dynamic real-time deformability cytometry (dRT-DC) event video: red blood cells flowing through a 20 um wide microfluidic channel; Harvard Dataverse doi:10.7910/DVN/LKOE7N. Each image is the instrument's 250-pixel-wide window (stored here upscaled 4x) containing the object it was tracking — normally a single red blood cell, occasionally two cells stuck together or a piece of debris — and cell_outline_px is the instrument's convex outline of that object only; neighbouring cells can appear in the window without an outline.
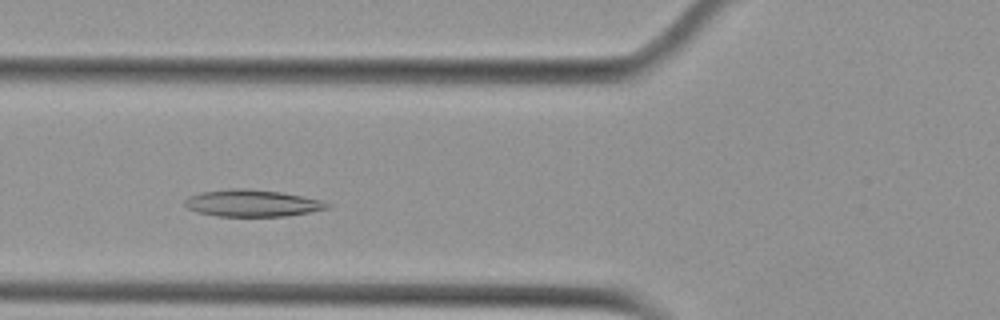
{"species": "Egyptian fruit bat (a non-hibernating species)", "species_latin": "Rousettus aegyptiacus", "temperature_condition": "cold", "stored_images_in_passage": 37, "camera_frame_rate_fps": 3000, "um_per_image_px": 0.085, "animal": {"sex": "female"}, "frame": {"image": 1, "passage_image": 12, "time_ms": 3.667, "image_size_px": [1000, 320], "cell_outline_px": [[332, 204], [328, 208], [308, 212], [284, 216], [216, 216], [196, 212], [188, 208], [184, 204], [184, 200], [188, 196], [200, 192], [236, 188], [244, 188], [280, 192], [304, 196], [324, 200]], "centroid_in_image_um": [21.43, 17.26], "position_along_channel_um": 104.4, "area_um2": 22.37}}
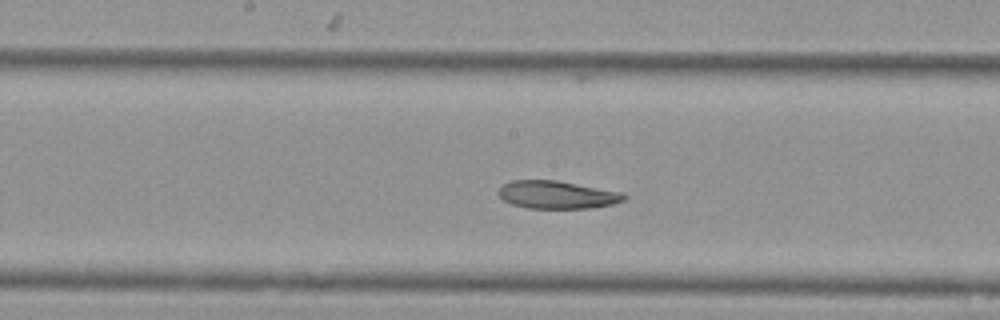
{"frame": {"image": 2, "passage_image": 20, "time_ms": 6.333, "image_size_px": [1000, 320], "cell_outline_px": [[628, 196], [624, 200], [612, 204], [588, 208], [524, 208], [512, 204], [504, 200], [496, 192], [504, 184], [512, 180], [556, 180], [620, 192]], "centroid_in_image_um": [47.31, 16.55], "position_along_channel_um": 200.9, "area_um2": 20.17}}
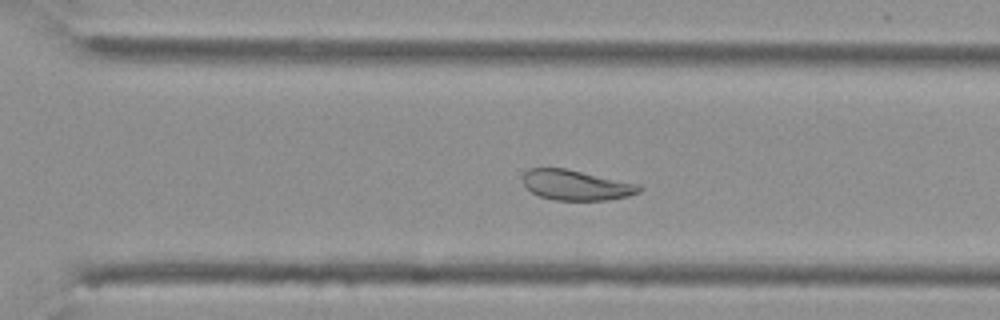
{"frame": {"image": 3, "passage_image": 30, "time_ms": 9.667, "image_size_px": [1000, 320], "cell_outline_px": [[644, 188], [640, 192], [628, 196], [608, 200], [556, 200], [540, 196], [532, 192], [524, 184], [524, 172], [528, 168], [564, 168], [640, 184]], "centroid_in_image_um": [49.01, 15.73], "position_along_channel_um": 321.6, "area_um2": 20.4}, "authors_computed_cell_mechanics": {"area_um2": 21.8484, "velocity_mm_per_s": 3.6301, "shape_relaxation_time_tau1_ms": null, "shape_relaxation_time_tau2_ms": 5.6383, "deformation_change_tau1": null, "deformation_change_tau2": 0.1151}}